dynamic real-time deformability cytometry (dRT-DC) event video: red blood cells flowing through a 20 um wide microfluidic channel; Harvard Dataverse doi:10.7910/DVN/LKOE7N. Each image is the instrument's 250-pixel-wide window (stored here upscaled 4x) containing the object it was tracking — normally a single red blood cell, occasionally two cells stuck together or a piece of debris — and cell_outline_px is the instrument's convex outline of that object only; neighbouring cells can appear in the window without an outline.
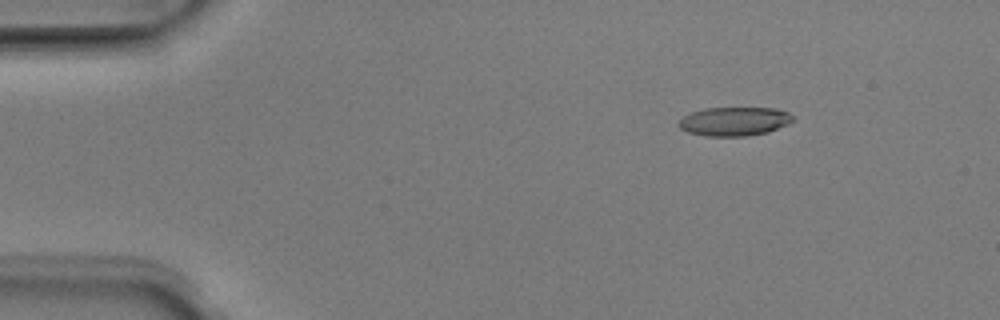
{"species": "Egyptian fruit bat (a non-hibernating species)", "species_latin": "Rousettus aegyptiacus", "temperature_condition": "room temperature", "stored_images_in_passage": 46, "camera_frame_rate_fps": 3000, "um_per_image_px": 0.085, "animal": {"sex": "male"}, "frame": {"image": 1, "passage_image": 2, "time_ms": 0.333, "image_size_px": [1000, 320], "cell_outline_px": [[792, 120], [788, 124], [768, 132], [744, 136], [704, 136], [688, 132], [680, 128], [676, 124], [684, 116], [692, 112], [704, 108], [776, 108], [788, 112], [792, 116]], "centroid_in_image_um": [62.39, 10.32], "position_along_channel_um": 22.6, "area_um2": 19.13}}
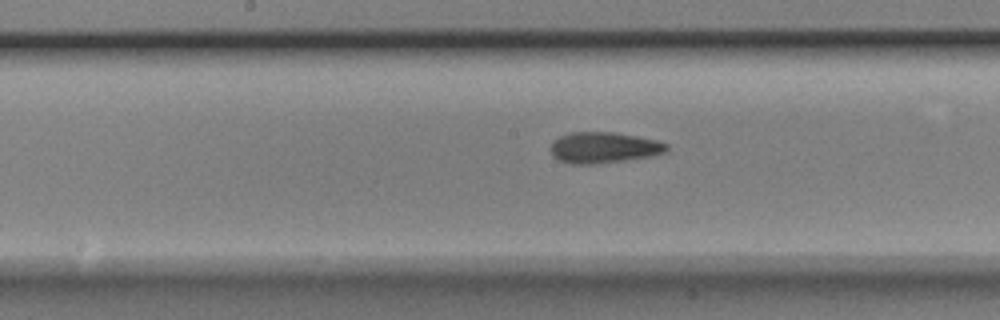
{"frame": {"image": 2, "passage_image": 21, "time_ms": 6.667, "image_size_px": [1000, 320], "cell_outline_px": [[668, 152], [648, 156], [624, 160], [596, 164], [568, 164], [552, 156], [548, 148], [552, 140], [560, 136], [572, 132], [616, 132], [656, 140], [668, 144]], "centroid_in_image_um": [51.26, 12.54], "position_along_channel_um": 196.9, "area_um2": 21.15}}
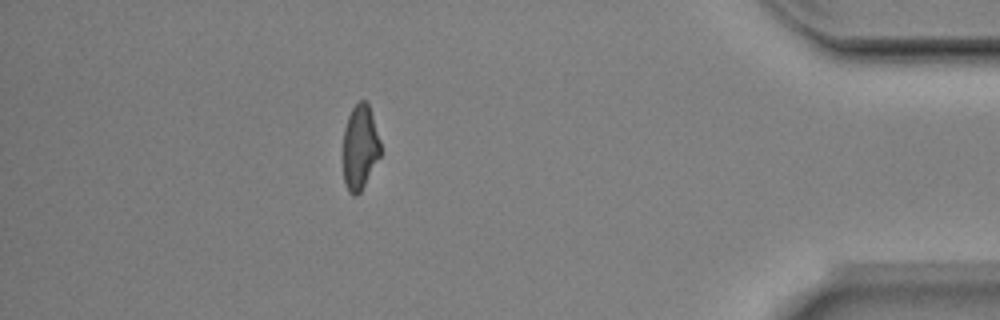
{"frame": {"image": 3, "passage_image": 40, "time_ms": 13.0, "image_size_px": [1000, 320], "cell_outline_px": [[380, 156], [360, 192], [356, 196], [352, 196], [348, 192], [344, 184], [344, 128], [348, 116], [352, 108], [360, 100], [364, 100], [368, 104], [380, 140]], "centroid_in_image_um": [30.59, 12.54], "position_along_channel_um": 404.6, "area_um2": 18.26}, "authors_computed_cell_mechanics": {"area_um2": 20.2878, "velocity_mm_per_s": 3.9977, "shape_relaxation_time_tau1_ms": 7.214, "shape_relaxation_time_tau2_ms": 2.9178, "deformation_change_tau1": 0.1945, "deformation_change_tau2": 0.1138}}